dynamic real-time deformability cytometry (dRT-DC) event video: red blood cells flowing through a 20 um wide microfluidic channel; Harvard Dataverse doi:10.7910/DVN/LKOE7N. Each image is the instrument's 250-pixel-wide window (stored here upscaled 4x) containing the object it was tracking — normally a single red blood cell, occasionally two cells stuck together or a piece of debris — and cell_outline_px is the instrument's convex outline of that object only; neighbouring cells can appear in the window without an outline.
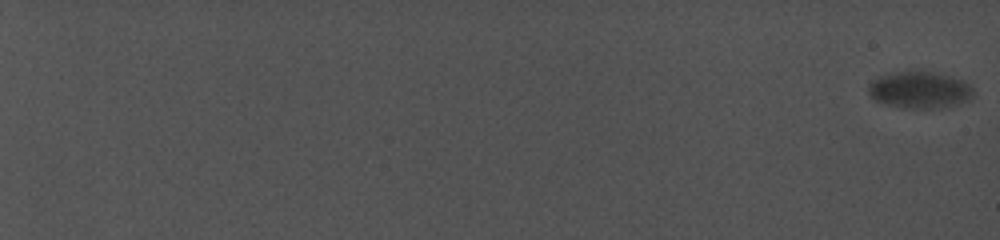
{"species": "common noctule bat (a hibernating species)", "species_latin": "Nyctalus noctula", "temperature_condition": "cold", "stored_images_in_passage": 40, "camera_frame_rate_fps": 5000, "um_per_image_px": 0.085, "animal": {"sex": "female", "body_mass_g": 19.0, "forearm_length_mm": 56.7}, "frame": {"image": 1, "passage_image": 1, "time_ms": 0.0, "image_size_px": [1000, 240], "cell_outline_px": [[976, 92], [968, 100], [944, 108], [900, 108], [876, 100], [868, 92], [868, 84], [880, 72], [900, 68], [924, 68], [972, 80]], "centroid_in_image_um": [78.21, 7.53], "position_along_channel_um": 6.8, "area_um2": 24.68}}
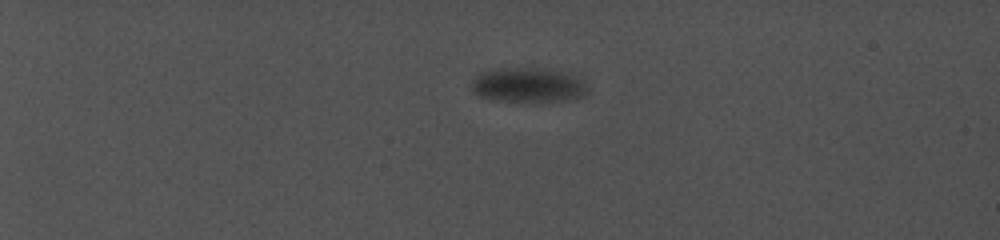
{"frame": {"image": 2, "passage_image": 18, "time_ms": 7.4, "image_size_px": [1000, 240], "cell_outline_px": [[588, 92], [584, 96], [564, 100], [536, 104], [496, 100], [480, 96], [472, 92], [472, 80], [476, 72], [492, 68], [544, 68], [568, 72], [580, 76], [584, 80], [588, 88]], "centroid_in_image_um": [44.9, 7.23], "position_along_channel_um": 40.1, "area_um2": 24.68}}
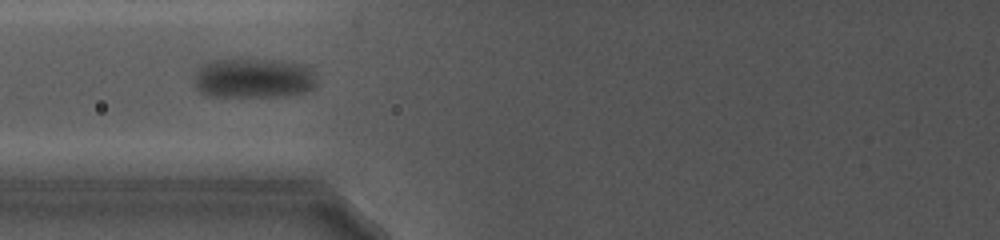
{"frame": {"image": 3, "passage_image": 31, "time_ms": 13.0, "image_size_px": [1000, 240], "cell_outline_px": [[316, 84], [312, 88], [304, 92], [276, 96], [208, 96], [200, 92], [196, 88], [196, 76], [200, 64], [208, 60], [292, 60], [304, 64], [312, 72], [316, 80]], "centroid_in_image_um": [21.55, 6.63], "position_along_channel_um": 104.3, "area_um2": 28.38}}